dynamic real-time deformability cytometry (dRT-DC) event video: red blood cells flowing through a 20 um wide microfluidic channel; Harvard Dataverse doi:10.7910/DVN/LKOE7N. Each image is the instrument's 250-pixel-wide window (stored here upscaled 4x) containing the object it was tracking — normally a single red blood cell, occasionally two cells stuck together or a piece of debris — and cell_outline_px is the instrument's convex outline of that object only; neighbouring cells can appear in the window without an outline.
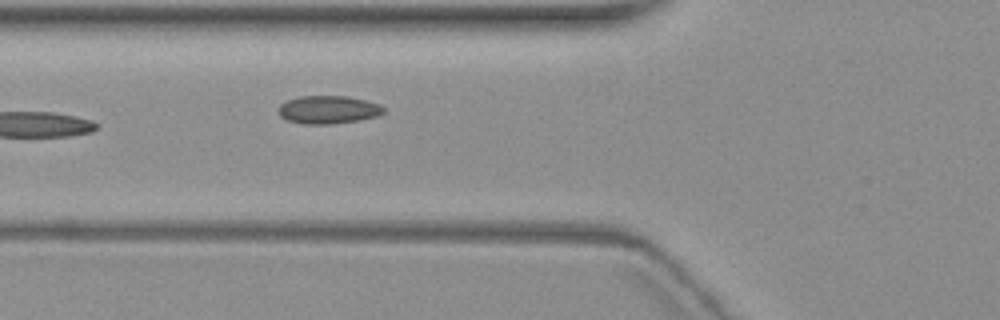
{"species": "common noctule bat (a hibernating species)", "species_latin": "Nyctalus noctula", "temperature_condition": "warm", "stored_images_in_passage": 2, "camera_frame_rate_fps": 3000, "um_per_image_px": 0.085, "animal": {"sex": "female", "body_mass_g": 19.3, "forearm_length_mm": 54.1}, "frame": {"image": 1, "passage_image": 2, "time_ms": 1.333, "image_size_px": [1000, 320], "cell_outline_px": [[384, 112], [376, 116], [360, 120], [332, 124], [304, 124], [288, 120], [280, 116], [276, 112], [276, 108], [280, 104], [288, 100], [300, 96], [348, 96], [380, 104], [384, 108]], "centroid_in_image_um": [27.86, 9.32], "position_along_channel_um": 97.9, "area_um2": 17.28}}